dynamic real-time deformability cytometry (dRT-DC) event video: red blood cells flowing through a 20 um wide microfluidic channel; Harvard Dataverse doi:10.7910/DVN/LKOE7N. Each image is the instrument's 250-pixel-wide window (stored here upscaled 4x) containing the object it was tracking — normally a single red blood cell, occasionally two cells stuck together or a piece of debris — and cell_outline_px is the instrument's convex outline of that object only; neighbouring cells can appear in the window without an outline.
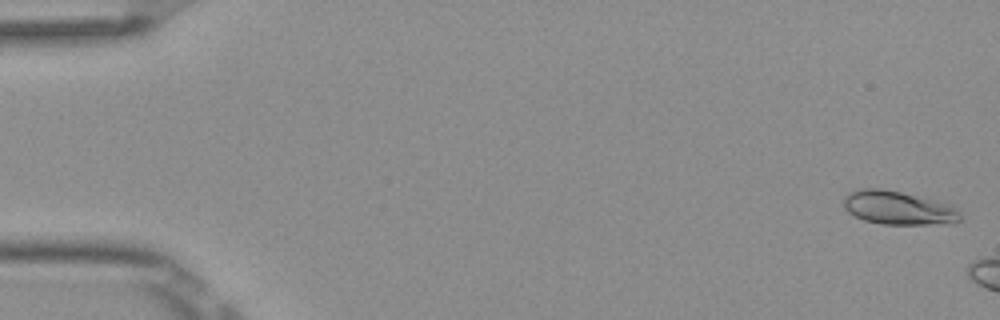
{"species": "Egyptian fruit bat (a non-hibernating species)", "species_latin": "Rousettus aegyptiacus", "temperature_condition": "room temperature", "stored_images_in_passage": 3, "camera_frame_rate_fps": 3000, "um_per_image_px": 0.085, "frame": {"image": 1, "passage_image": 1, "time_ms": 0.0, "image_size_px": [1000, 320], "cell_outline_px": [[960, 220], [956, 224], [880, 224], [864, 220], [848, 212], [844, 208], [844, 200], [848, 192], [860, 188], [880, 188], [900, 192], [936, 200], [952, 204], [960, 212]], "centroid_in_image_um": [76.39, 17.67], "position_along_channel_um": 8.6, "area_um2": 23.0}}